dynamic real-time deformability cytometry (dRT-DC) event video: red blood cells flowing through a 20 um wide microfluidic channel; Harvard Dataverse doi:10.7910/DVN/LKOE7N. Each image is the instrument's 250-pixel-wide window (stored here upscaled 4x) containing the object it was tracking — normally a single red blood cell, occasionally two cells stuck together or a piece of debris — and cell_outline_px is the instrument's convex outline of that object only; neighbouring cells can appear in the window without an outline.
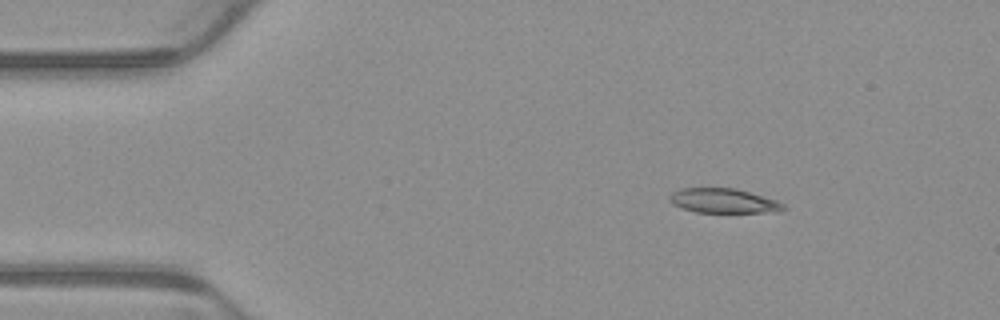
{"species": "common noctule bat (a hibernating species)", "species_latin": "Nyctalus noctula", "temperature_condition": "warm", "stored_images_in_passage": 4, "camera_frame_rate_fps": 3000, "um_per_image_px": 0.085, "animal": {"sex": "male", "body_mass_g": 23.1, "forearm_length_mm": 52.7}, "frame": {"image": 1, "passage_image": 2, "time_ms": 0.333, "image_size_px": [1000, 320], "cell_outline_px": [[788, 208], [776, 212], [696, 212], [680, 208], [672, 204], [668, 200], [668, 196], [672, 192], [680, 188], [736, 188], [776, 200], [784, 204]], "centroid_in_image_um": [61.46, 17.07], "position_along_channel_um": 23.5, "area_um2": 16.42}}